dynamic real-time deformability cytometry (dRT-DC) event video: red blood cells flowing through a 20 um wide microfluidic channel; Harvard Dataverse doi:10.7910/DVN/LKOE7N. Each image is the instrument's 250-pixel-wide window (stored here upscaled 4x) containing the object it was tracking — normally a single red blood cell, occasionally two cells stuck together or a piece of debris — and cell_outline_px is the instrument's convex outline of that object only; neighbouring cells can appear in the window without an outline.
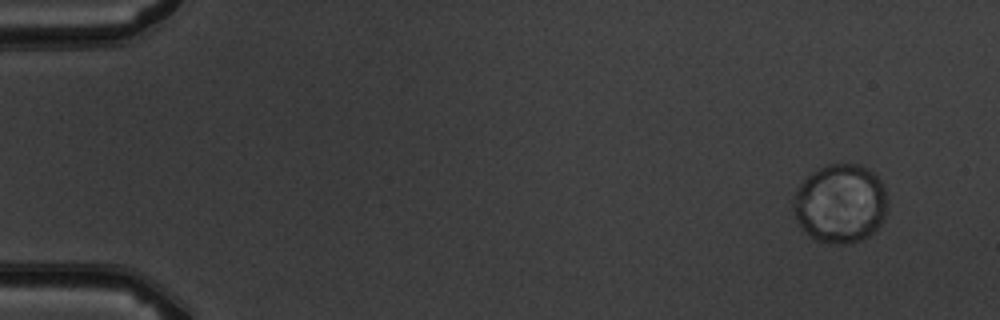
{"species": "common noctule bat (a hibernating species)", "species_latin": "Nyctalus noctula", "temperature_condition": "warm", "stored_images_in_passage": 5, "camera_frame_rate_fps": 3000, "um_per_image_px": 0.085, "animal": {"sex": "male", "body_mass_g": 19.5, "forearm_length_mm": 54.6}, "frame": {"image": 1, "passage_image": 1, "time_ms": 0.0, "image_size_px": [1000, 320], "cell_outline_px": [[884, 216], [880, 224], [868, 236], [860, 240], [844, 244], [836, 244], [812, 240], [796, 220], [792, 212], [792, 200], [796, 188], [808, 176], [820, 168], [828, 164], [860, 164], [868, 168], [880, 180], [884, 188]], "centroid_in_image_um": [71.36, 17.31], "position_along_channel_um": 13.6, "area_um2": 43.12}}
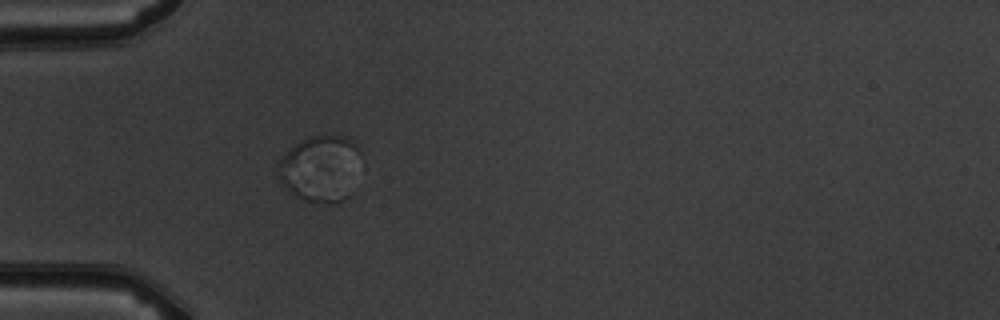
{"frame": {"image": 2, "passage_image": 5, "time_ms": 4.333, "image_size_px": [1000, 320], "cell_outline_px": [[360, 152], [348, 196], [332, 204], [328, 204], [304, 200], [288, 192], [280, 184], [276, 176], [276, 164], [300, 140], [308, 136], [348, 136]], "centroid_in_image_um": [27.14, 14.33], "position_along_channel_um": 57.9, "area_um2": 31.73}}